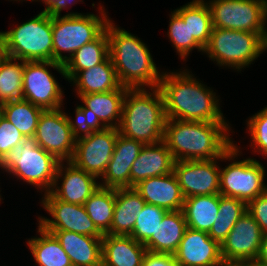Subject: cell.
<instances>
[{
  "label": "cell",
  "mask_w": 267,
  "mask_h": 266,
  "mask_svg": "<svg viewBox=\"0 0 267 266\" xmlns=\"http://www.w3.org/2000/svg\"><path fill=\"white\" fill-rule=\"evenodd\" d=\"M159 89L164 98L166 118L183 121L226 122L219 99L185 69L163 72Z\"/></svg>",
  "instance_id": "cell-1"
},
{
  "label": "cell",
  "mask_w": 267,
  "mask_h": 266,
  "mask_svg": "<svg viewBox=\"0 0 267 266\" xmlns=\"http://www.w3.org/2000/svg\"><path fill=\"white\" fill-rule=\"evenodd\" d=\"M227 122L183 121L166 118L164 138L175 161L213 160L232 146Z\"/></svg>",
  "instance_id": "cell-2"
},
{
  "label": "cell",
  "mask_w": 267,
  "mask_h": 266,
  "mask_svg": "<svg viewBox=\"0 0 267 266\" xmlns=\"http://www.w3.org/2000/svg\"><path fill=\"white\" fill-rule=\"evenodd\" d=\"M109 56L119 82L127 88L159 87L160 73L147 44L109 20L106 25Z\"/></svg>",
  "instance_id": "cell-3"
},
{
  "label": "cell",
  "mask_w": 267,
  "mask_h": 266,
  "mask_svg": "<svg viewBox=\"0 0 267 266\" xmlns=\"http://www.w3.org/2000/svg\"><path fill=\"white\" fill-rule=\"evenodd\" d=\"M149 90L127 89L118 131L119 134L144 144H155L164 138L166 115L164 98L159 87Z\"/></svg>",
  "instance_id": "cell-4"
},
{
  "label": "cell",
  "mask_w": 267,
  "mask_h": 266,
  "mask_svg": "<svg viewBox=\"0 0 267 266\" xmlns=\"http://www.w3.org/2000/svg\"><path fill=\"white\" fill-rule=\"evenodd\" d=\"M59 163L53 154L38 145L35 136H28L5 155L0 168L46 194L53 188Z\"/></svg>",
  "instance_id": "cell-5"
},
{
  "label": "cell",
  "mask_w": 267,
  "mask_h": 266,
  "mask_svg": "<svg viewBox=\"0 0 267 266\" xmlns=\"http://www.w3.org/2000/svg\"><path fill=\"white\" fill-rule=\"evenodd\" d=\"M0 41L9 57L23 61H53L52 13L42 11L8 31Z\"/></svg>",
  "instance_id": "cell-6"
},
{
  "label": "cell",
  "mask_w": 267,
  "mask_h": 266,
  "mask_svg": "<svg viewBox=\"0 0 267 266\" xmlns=\"http://www.w3.org/2000/svg\"><path fill=\"white\" fill-rule=\"evenodd\" d=\"M98 8L101 17L93 13L70 12L62 17L52 13L53 61L64 64L78 49L105 30L110 18L103 6Z\"/></svg>",
  "instance_id": "cell-7"
},
{
  "label": "cell",
  "mask_w": 267,
  "mask_h": 266,
  "mask_svg": "<svg viewBox=\"0 0 267 266\" xmlns=\"http://www.w3.org/2000/svg\"><path fill=\"white\" fill-rule=\"evenodd\" d=\"M267 50V33L212 28L204 53L219 66L241 71Z\"/></svg>",
  "instance_id": "cell-8"
},
{
  "label": "cell",
  "mask_w": 267,
  "mask_h": 266,
  "mask_svg": "<svg viewBox=\"0 0 267 266\" xmlns=\"http://www.w3.org/2000/svg\"><path fill=\"white\" fill-rule=\"evenodd\" d=\"M238 146H233L223 155V160H233L225 168H220V195L233 197L248 203L267 192L265 168L254 158L235 160L240 154Z\"/></svg>",
  "instance_id": "cell-9"
},
{
  "label": "cell",
  "mask_w": 267,
  "mask_h": 266,
  "mask_svg": "<svg viewBox=\"0 0 267 266\" xmlns=\"http://www.w3.org/2000/svg\"><path fill=\"white\" fill-rule=\"evenodd\" d=\"M127 89L77 95L84 105L75 109L76 134L100 131L106 127L118 128L122 118L123 100Z\"/></svg>",
  "instance_id": "cell-10"
},
{
  "label": "cell",
  "mask_w": 267,
  "mask_h": 266,
  "mask_svg": "<svg viewBox=\"0 0 267 266\" xmlns=\"http://www.w3.org/2000/svg\"><path fill=\"white\" fill-rule=\"evenodd\" d=\"M213 28L267 33V0H209Z\"/></svg>",
  "instance_id": "cell-11"
},
{
  "label": "cell",
  "mask_w": 267,
  "mask_h": 266,
  "mask_svg": "<svg viewBox=\"0 0 267 266\" xmlns=\"http://www.w3.org/2000/svg\"><path fill=\"white\" fill-rule=\"evenodd\" d=\"M49 67L66 79L64 64L56 61H25L23 71V100L43 110H55L63 105L64 93Z\"/></svg>",
  "instance_id": "cell-12"
},
{
  "label": "cell",
  "mask_w": 267,
  "mask_h": 266,
  "mask_svg": "<svg viewBox=\"0 0 267 266\" xmlns=\"http://www.w3.org/2000/svg\"><path fill=\"white\" fill-rule=\"evenodd\" d=\"M62 110H44L41 113L35 140L59 161L66 162L73 157L77 134L72 117Z\"/></svg>",
  "instance_id": "cell-13"
},
{
  "label": "cell",
  "mask_w": 267,
  "mask_h": 266,
  "mask_svg": "<svg viewBox=\"0 0 267 266\" xmlns=\"http://www.w3.org/2000/svg\"><path fill=\"white\" fill-rule=\"evenodd\" d=\"M118 133V128L106 127L100 131L77 135L70 161L99 180L112 157Z\"/></svg>",
  "instance_id": "cell-14"
},
{
  "label": "cell",
  "mask_w": 267,
  "mask_h": 266,
  "mask_svg": "<svg viewBox=\"0 0 267 266\" xmlns=\"http://www.w3.org/2000/svg\"><path fill=\"white\" fill-rule=\"evenodd\" d=\"M40 203L52 216L51 219L38 217V224L46 231H72L92 237H103L83 205L58 200L51 192L44 194Z\"/></svg>",
  "instance_id": "cell-15"
},
{
  "label": "cell",
  "mask_w": 267,
  "mask_h": 266,
  "mask_svg": "<svg viewBox=\"0 0 267 266\" xmlns=\"http://www.w3.org/2000/svg\"><path fill=\"white\" fill-rule=\"evenodd\" d=\"M223 156L213 160L175 161L174 170L184 198L220 194V166Z\"/></svg>",
  "instance_id": "cell-16"
},
{
  "label": "cell",
  "mask_w": 267,
  "mask_h": 266,
  "mask_svg": "<svg viewBox=\"0 0 267 266\" xmlns=\"http://www.w3.org/2000/svg\"><path fill=\"white\" fill-rule=\"evenodd\" d=\"M263 235L259 224L246 211L220 245L224 263L255 261Z\"/></svg>",
  "instance_id": "cell-17"
},
{
  "label": "cell",
  "mask_w": 267,
  "mask_h": 266,
  "mask_svg": "<svg viewBox=\"0 0 267 266\" xmlns=\"http://www.w3.org/2000/svg\"><path fill=\"white\" fill-rule=\"evenodd\" d=\"M66 163V166L64 161L58 164L55 182L50 192L63 202L83 205L100 187L98 178L78 168L71 161ZM58 179L62 181L61 186L58 184Z\"/></svg>",
  "instance_id": "cell-18"
},
{
  "label": "cell",
  "mask_w": 267,
  "mask_h": 266,
  "mask_svg": "<svg viewBox=\"0 0 267 266\" xmlns=\"http://www.w3.org/2000/svg\"><path fill=\"white\" fill-rule=\"evenodd\" d=\"M180 266H224L220 244L208 232L186 228L174 254Z\"/></svg>",
  "instance_id": "cell-19"
},
{
  "label": "cell",
  "mask_w": 267,
  "mask_h": 266,
  "mask_svg": "<svg viewBox=\"0 0 267 266\" xmlns=\"http://www.w3.org/2000/svg\"><path fill=\"white\" fill-rule=\"evenodd\" d=\"M144 143L118 133L112 157L99 182L105 188H130V172Z\"/></svg>",
  "instance_id": "cell-20"
},
{
  "label": "cell",
  "mask_w": 267,
  "mask_h": 266,
  "mask_svg": "<svg viewBox=\"0 0 267 266\" xmlns=\"http://www.w3.org/2000/svg\"><path fill=\"white\" fill-rule=\"evenodd\" d=\"M133 188L148 204L167 211L183 209L185 198L174 172L142 180Z\"/></svg>",
  "instance_id": "cell-21"
},
{
  "label": "cell",
  "mask_w": 267,
  "mask_h": 266,
  "mask_svg": "<svg viewBox=\"0 0 267 266\" xmlns=\"http://www.w3.org/2000/svg\"><path fill=\"white\" fill-rule=\"evenodd\" d=\"M175 160L162 140L155 144H144L130 172V188L140 181L170 174L174 170Z\"/></svg>",
  "instance_id": "cell-22"
},
{
  "label": "cell",
  "mask_w": 267,
  "mask_h": 266,
  "mask_svg": "<svg viewBox=\"0 0 267 266\" xmlns=\"http://www.w3.org/2000/svg\"><path fill=\"white\" fill-rule=\"evenodd\" d=\"M48 232L58 239L73 266H102V237L72 231Z\"/></svg>",
  "instance_id": "cell-23"
},
{
  "label": "cell",
  "mask_w": 267,
  "mask_h": 266,
  "mask_svg": "<svg viewBox=\"0 0 267 266\" xmlns=\"http://www.w3.org/2000/svg\"><path fill=\"white\" fill-rule=\"evenodd\" d=\"M146 252L144 244L131 236L104 234L102 237V266H142Z\"/></svg>",
  "instance_id": "cell-24"
},
{
  "label": "cell",
  "mask_w": 267,
  "mask_h": 266,
  "mask_svg": "<svg viewBox=\"0 0 267 266\" xmlns=\"http://www.w3.org/2000/svg\"><path fill=\"white\" fill-rule=\"evenodd\" d=\"M69 82L75 85L77 95L128 89L120 84L110 56L92 68L79 71Z\"/></svg>",
  "instance_id": "cell-25"
},
{
  "label": "cell",
  "mask_w": 267,
  "mask_h": 266,
  "mask_svg": "<svg viewBox=\"0 0 267 266\" xmlns=\"http://www.w3.org/2000/svg\"><path fill=\"white\" fill-rule=\"evenodd\" d=\"M187 228L182 210L168 211L156 228L155 236L145 243L147 251L174 255Z\"/></svg>",
  "instance_id": "cell-26"
},
{
  "label": "cell",
  "mask_w": 267,
  "mask_h": 266,
  "mask_svg": "<svg viewBox=\"0 0 267 266\" xmlns=\"http://www.w3.org/2000/svg\"><path fill=\"white\" fill-rule=\"evenodd\" d=\"M146 202L134 188L116 189L114 215L110 235L130 236L133 232L137 215Z\"/></svg>",
  "instance_id": "cell-27"
},
{
  "label": "cell",
  "mask_w": 267,
  "mask_h": 266,
  "mask_svg": "<svg viewBox=\"0 0 267 266\" xmlns=\"http://www.w3.org/2000/svg\"><path fill=\"white\" fill-rule=\"evenodd\" d=\"M182 211L187 227L209 232L219 212V194L187 197Z\"/></svg>",
  "instance_id": "cell-28"
},
{
  "label": "cell",
  "mask_w": 267,
  "mask_h": 266,
  "mask_svg": "<svg viewBox=\"0 0 267 266\" xmlns=\"http://www.w3.org/2000/svg\"><path fill=\"white\" fill-rule=\"evenodd\" d=\"M109 56V39L106 29L93 41L78 49L64 63L65 76L70 81L79 71L102 63Z\"/></svg>",
  "instance_id": "cell-29"
},
{
  "label": "cell",
  "mask_w": 267,
  "mask_h": 266,
  "mask_svg": "<svg viewBox=\"0 0 267 266\" xmlns=\"http://www.w3.org/2000/svg\"><path fill=\"white\" fill-rule=\"evenodd\" d=\"M41 236L28 239L27 245L39 266H73L53 233L40 225L37 231Z\"/></svg>",
  "instance_id": "cell-30"
},
{
  "label": "cell",
  "mask_w": 267,
  "mask_h": 266,
  "mask_svg": "<svg viewBox=\"0 0 267 266\" xmlns=\"http://www.w3.org/2000/svg\"><path fill=\"white\" fill-rule=\"evenodd\" d=\"M184 22H188L190 35L205 48L212 31V18L209 6L204 0H193L174 10Z\"/></svg>",
  "instance_id": "cell-31"
},
{
  "label": "cell",
  "mask_w": 267,
  "mask_h": 266,
  "mask_svg": "<svg viewBox=\"0 0 267 266\" xmlns=\"http://www.w3.org/2000/svg\"><path fill=\"white\" fill-rule=\"evenodd\" d=\"M116 199V189L99 187L83 204L97 229L104 235L110 231Z\"/></svg>",
  "instance_id": "cell-32"
},
{
  "label": "cell",
  "mask_w": 267,
  "mask_h": 266,
  "mask_svg": "<svg viewBox=\"0 0 267 266\" xmlns=\"http://www.w3.org/2000/svg\"><path fill=\"white\" fill-rule=\"evenodd\" d=\"M44 110L26 100H16L0 105L1 114L13 124L24 137L35 136L41 113Z\"/></svg>",
  "instance_id": "cell-33"
},
{
  "label": "cell",
  "mask_w": 267,
  "mask_h": 266,
  "mask_svg": "<svg viewBox=\"0 0 267 266\" xmlns=\"http://www.w3.org/2000/svg\"><path fill=\"white\" fill-rule=\"evenodd\" d=\"M246 211L247 203L243 200L219 194V212L208 235L221 245L235 223Z\"/></svg>",
  "instance_id": "cell-34"
},
{
  "label": "cell",
  "mask_w": 267,
  "mask_h": 266,
  "mask_svg": "<svg viewBox=\"0 0 267 266\" xmlns=\"http://www.w3.org/2000/svg\"><path fill=\"white\" fill-rule=\"evenodd\" d=\"M25 61L7 57L0 67V105L23 99Z\"/></svg>",
  "instance_id": "cell-35"
},
{
  "label": "cell",
  "mask_w": 267,
  "mask_h": 266,
  "mask_svg": "<svg viewBox=\"0 0 267 266\" xmlns=\"http://www.w3.org/2000/svg\"><path fill=\"white\" fill-rule=\"evenodd\" d=\"M170 42L176 49V53L184 61L193 49L204 52V48L190 35V29L188 22H184L183 19L175 12H171L169 30L167 32Z\"/></svg>",
  "instance_id": "cell-36"
},
{
  "label": "cell",
  "mask_w": 267,
  "mask_h": 266,
  "mask_svg": "<svg viewBox=\"0 0 267 266\" xmlns=\"http://www.w3.org/2000/svg\"><path fill=\"white\" fill-rule=\"evenodd\" d=\"M168 211L146 203L140 214L137 215L133 232L130 235L139 243L144 244L151 236H155L156 228Z\"/></svg>",
  "instance_id": "cell-37"
},
{
  "label": "cell",
  "mask_w": 267,
  "mask_h": 266,
  "mask_svg": "<svg viewBox=\"0 0 267 266\" xmlns=\"http://www.w3.org/2000/svg\"><path fill=\"white\" fill-rule=\"evenodd\" d=\"M246 124L254 152L267 157V107L250 117Z\"/></svg>",
  "instance_id": "cell-38"
},
{
  "label": "cell",
  "mask_w": 267,
  "mask_h": 266,
  "mask_svg": "<svg viewBox=\"0 0 267 266\" xmlns=\"http://www.w3.org/2000/svg\"><path fill=\"white\" fill-rule=\"evenodd\" d=\"M23 139V134L0 113V161Z\"/></svg>",
  "instance_id": "cell-39"
},
{
  "label": "cell",
  "mask_w": 267,
  "mask_h": 266,
  "mask_svg": "<svg viewBox=\"0 0 267 266\" xmlns=\"http://www.w3.org/2000/svg\"><path fill=\"white\" fill-rule=\"evenodd\" d=\"M247 212L259 224L262 232L267 233V192L247 203Z\"/></svg>",
  "instance_id": "cell-40"
},
{
  "label": "cell",
  "mask_w": 267,
  "mask_h": 266,
  "mask_svg": "<svg viewBox=\"0 0 267 266\" xmlns=\"http://www.w3.org/2000/svg\"><path fill=\"white\" fill-rule=\"evenodd\" d=\"M142 266H180L172 254L153 253L147 251Z\"/></svg>",
  "instance_id": "cell-41"
},
{
  "label": "cell",
  "mask_w": 267,
  "mask_h": 266,
  "mask_svg": "<svg viewBox=\"0 0 267 266\" xmlns=\"http://www.w3.org/2000/svg\"><path fill=\"white\" fill-rule=\"evenodd\" d=\"M41 2H44V4H46L45 9L43 11L60 15L63 9L65 10L69 8L67 6H70L74 3L77 4L76 2H79V0H41ZM80 2H83V0H80Z\"/></svg>",
  "instance_id": "cell-42"
},
{
  "label": "cell",
  "mask_w": 267,
  "mask_h": 266,
  "mask_svg": "<svg viewBox=\"0 0 267 266\" xmlns=\"http://www.w3.org/2000/svg\"><path fill=\"white\" fill-rule=\"evenodd\" d=\"M255 262L263 266H267V233L263 235V239Z\"/></svg>",
  "instance_id": "cell-43"
},
{
  "label": "cell",
  "mask_w": 267,
  "mask_h": 266,
  "mask_svg": "<svg viewBox=\"0 0 267 266\" xmlns=\"http://www.w3.org/2000/svg\"><path fill=\"white\" fill-rule=\"evenodd\" d=\"M224 266H263V265L258 264L255 261H246V262H229L225 263Z\"/></svg>",
  "instance_id": "cell-44"
},
{
  "label": "cell",
  "mask_w": 267,
  "mask_h": 266,
  "mask_svg": "<svg viewBox=\"0 0 267 266\" xmlns=\"http://www.w3.org/2000/svg\"><path fill=\"white\" fill-rule=\"evenodd\" d=\"M7 57H8V55H7V53H6L5 49H4L3 44H2L1 41H0V67H1L3 61H4Z\"/></svg>",
  "instance_id": "cell-45"
},
{
  "label": "cell",
  "mask_w": 267,
  "mask_h": 266,
  "mask_svg": "<svg viewBox=\"0 0 267 266\" xmlns=\"http://www.w3.org/2000/svg\"><path fill=\"white\" fill-rule=\"evenodd\" d=\"M12 1H20V0H12ZM23 1V0H22ZM25 1V0H24ZM32 1H36V0H32ZM39 2V0H37Z\"/></svg>",
  "instance_id": "cell-46"
}]
</instances>
